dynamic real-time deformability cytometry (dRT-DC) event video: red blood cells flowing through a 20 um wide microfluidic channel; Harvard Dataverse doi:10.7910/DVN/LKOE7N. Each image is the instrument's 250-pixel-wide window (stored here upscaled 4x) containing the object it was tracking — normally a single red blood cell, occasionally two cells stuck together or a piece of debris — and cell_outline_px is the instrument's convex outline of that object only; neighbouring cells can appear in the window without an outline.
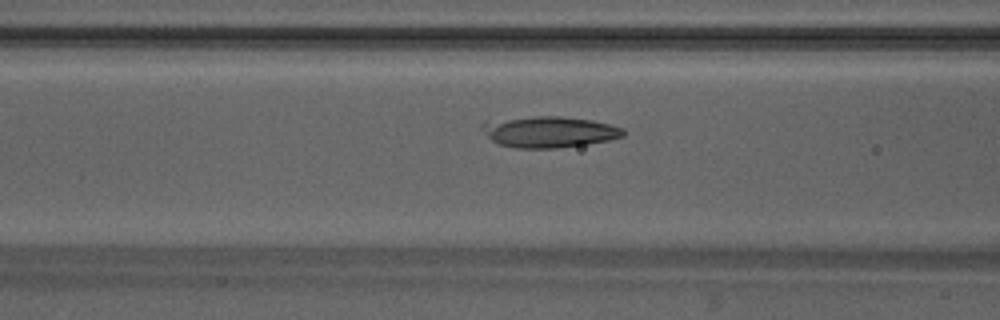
{"species": "Egyptian fruit bat (a non-hibernating species)", "species_latin": "Rousettus aegyptiacus", "temperature_condition": "warm", "stored_images_in_passage": 32, "camera_frame_rate_fps": 3000, "um_per_image_px": 0.085, "animal": {"sex": "male"}, "frame": {"image": 1, "passage_image": 8, "time_ms": 2.333, "image_size_px": [1000, 320], "cell_outline_px": [[624, 136], [608, 140], [584, 144], [556, 148], [516, 148], [500, 144], [492, 140], [480, 128], [480, 124], [484, 120], [532, 116], [560, 116], [592, 120], [624, 128]], "centroid_in_image_um": [46.61, 11.19], "position_along_channel_um": 120.0, "area_um2": 25.72}}
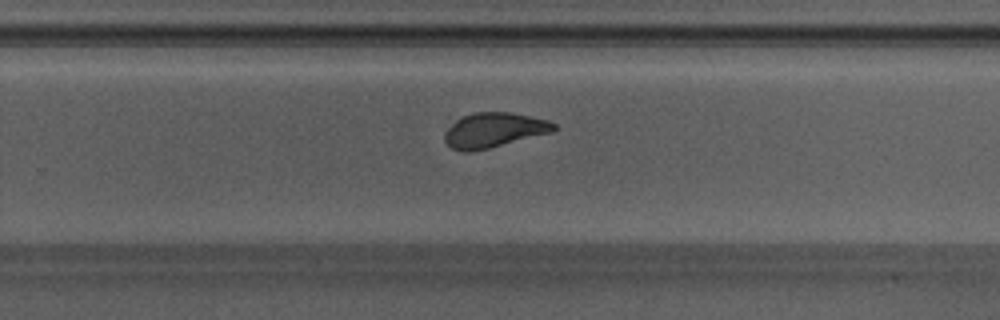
{"frame": {"image": 2, "passage_image": 20, "time_ms": 6.333, "image_size_px": [1000, 320], "cell_outline_px": [[556, 128], [552, 132], [488, 148], [468, 152], [464, 152], [452, 148], [444, 140], [444, 132], [456, 120], [472, 112], [512, 112], [548, 120], [556, 124]], "centroid_in_image_um": [41.98, 11.05], "position_along_channel_um": 287.8, "area_um2": 21.96}}
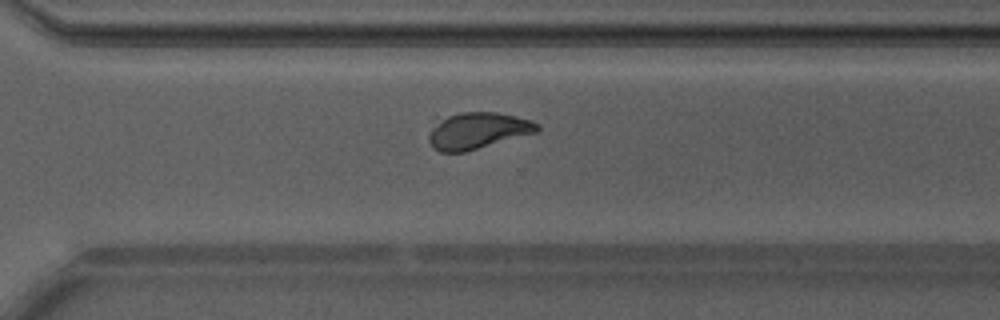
{"frame": {"image": 3, "passage_image": 23, "time_ms": 7.333, "image_size_px": [1000, 320], "cell_outline_px": [[540, 128], [536, 132], [464, 152], [440, 152], [432, 148], [428, 140], [428, 136], [432, 128], [448, 116], [460, 112], [496, 112], [516, 116], [532, 120], [540, 124]], "centroid_in_image_um": [40.62, 11.11], "position_along_channel_um": 330.0, "area_um2": 22.72}, "authors_computed_cell_mechanics": {"area_um2": 22.7154, "velocity_mm_per_s": 4.2055, "shape_relaxation_time_tau1_ms": 4.3489, "shape_relaxation_time_tau2_ms": 1.0957, "deformation_change_tau1": 0.1904, "deformation_change_tau2": 0.0789}}